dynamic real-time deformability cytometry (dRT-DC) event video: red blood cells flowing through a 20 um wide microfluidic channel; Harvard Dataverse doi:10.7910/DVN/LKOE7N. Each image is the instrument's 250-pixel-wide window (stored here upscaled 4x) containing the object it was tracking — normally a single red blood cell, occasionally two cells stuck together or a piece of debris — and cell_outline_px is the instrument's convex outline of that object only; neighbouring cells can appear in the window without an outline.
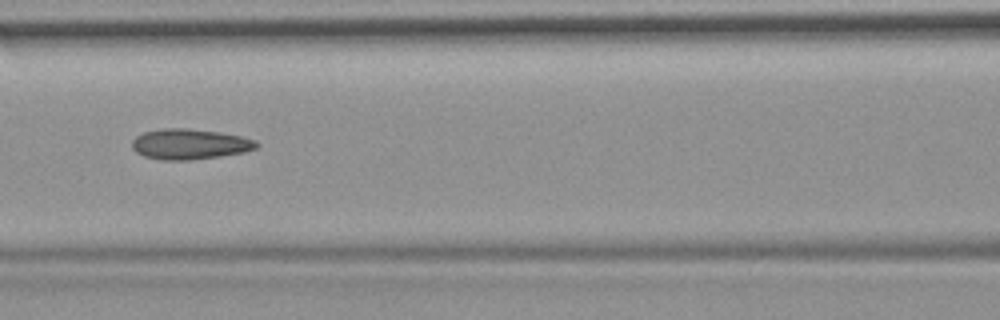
{"species": "common noctule bat (a hibernating species)", "species_latin": "Nyctalus noctula", "temperature_condition": "room temperature", "stored_images_in_passage": 16, "camera_frame_rate_fps": 3000, "um_per_image_px": 0.085, "animal": {"sex": "female", "body_mass_g": 19.9}, "frame": {"image": 1, "passage_image": 7, "time_ms": 2.0, "image_size_px": [1000, 320], "cell_outline_px": [[260, 144], [256, 148], [244, 152], [220, 156], [192, 160], [160, 160], [144, 156], [136, 152], [132, 148], [132, 140], [136, 136], [144, 132], [164, 128], [188, 128], [220, 132], [240, 136], [256, 140]], "centroid_in_image_um": [16.12, 12.25], "position_along_channel_um": 150.5, "area_um2": 22.2}}